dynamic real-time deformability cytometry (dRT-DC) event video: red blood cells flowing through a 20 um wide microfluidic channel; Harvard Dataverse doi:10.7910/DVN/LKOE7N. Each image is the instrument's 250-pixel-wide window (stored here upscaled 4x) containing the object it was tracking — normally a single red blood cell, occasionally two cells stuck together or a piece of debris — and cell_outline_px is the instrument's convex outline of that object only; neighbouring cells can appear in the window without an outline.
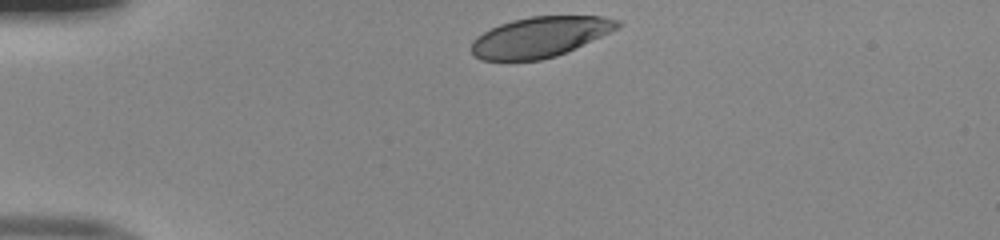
{"species": "human", "species_latin": "Homo sapiens", "temperature_condition": "room temperature", "stored_images_in_passage": 32, "camera_frame_rate_fps": 3000, "um_per_image_px": 0.085, "donor": {"sex": "male"}, "frame": {"image": 1, "passage_image": 1, "time_ms": 0.0, "image_size_px": [1000, 240], "cell_outline_px": [[624, 24], [600, 36], [556, 56], [540, 60], [480, 60], [472, 56], [472, 40], [476, 36], [500, 24], [512, 20], [532, 16], [604, 16], [620, 20]], "centroid_in_image_um": [45.86, 3.14], "position_along_channel_um": 39.1, "area_um2": 34.04}}
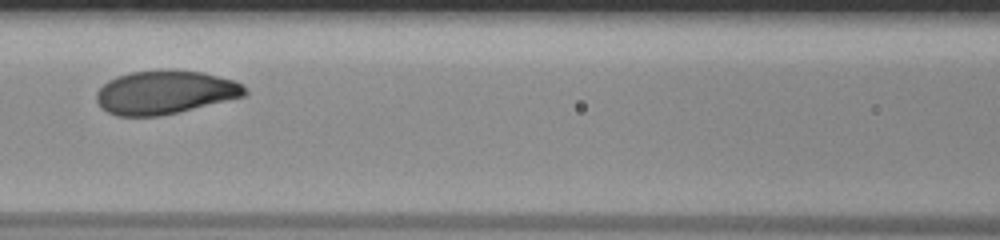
{"frame": {"image": 2, "passage_image": 13, "time_ms": 4.0, "image_size_px": [1000, 240], "cell_outline_px": [[248, 92], [244, 96], [160, 116], [116, 116], [100, 108], [96, 100], [96, 92], [108, 80], [116, 76], [132, 72], [204, 72], [232, 80], [240, 84]], "centroid_in_image_um": [13.96, 7.88], "position_along_channel_um": 152.6, "area_um2": 36.7}}
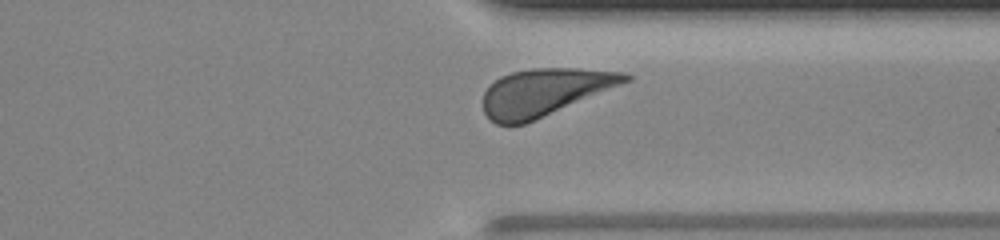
{"frame": {"image": 3, "passage_image": 29, "time_ms": 9.333, "image_size_px": [1000, 240], "cell_outline_px": [[632, 80], [524, 124], [496, 124], [484, 112], [484, 92], [500, 76], [512, 72], [532, 68], [576, 68], [628, 72], [632, 76]], "centroid_in_image_um": [46.32, 7.81], "position_along_channel_um": 365.1, "area_um2": 38.61}, "authors_computed_cell_mechanics": {"area_um2": 38.1191, "velocity_mm_per_s": 3.9871, "shape_relaxation_time_tau1_ms": 2.2491, "shape_relaxation_time_tau2_ms": null, "deformation_change_tau1": 0.1314, "deformation_change_tau2": null}}